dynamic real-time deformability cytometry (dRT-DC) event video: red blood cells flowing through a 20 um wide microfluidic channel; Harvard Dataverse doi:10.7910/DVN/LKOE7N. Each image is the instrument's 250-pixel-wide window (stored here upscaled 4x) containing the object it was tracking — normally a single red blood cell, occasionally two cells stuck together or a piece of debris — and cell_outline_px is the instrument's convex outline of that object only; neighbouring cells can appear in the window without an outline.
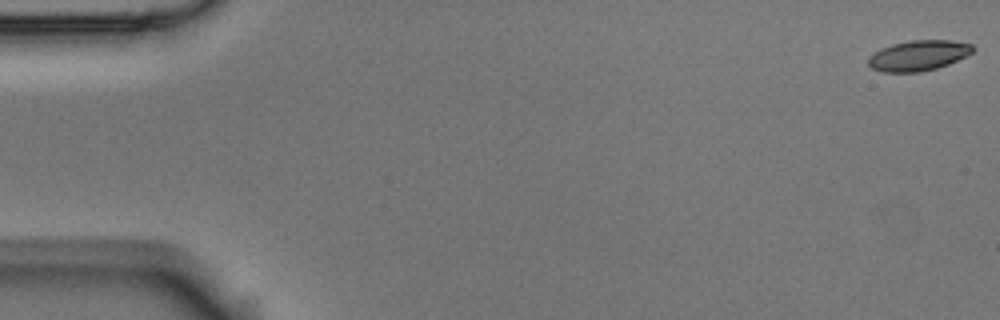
{"species": "Egyptian fruit bat (a non-hibernating species)", "species_latin": "Rousettus aegyptiacus", "temperature_condition": "room temperature", "stored_images_in_passage": 56, "camera_frame_rate_fps": 3000, "um_per_image_px": 0.085, "animal": {"sex": "male"}, "frame": {"image": 1, "passage_image": 1, "time_ms": 0.0, "image_size_px": [1000, 320], "cell_outline_px": [[976, 48], [972, 52], [948, 64], [936, 68], [920, 72], [884, 72], [872, 68], [868, 64], [868, 56], [880, 48], [892, 44], [908, 40], [952, 40], [972, 44]], "centroid_in_image_um": [78.04, 4.7], "position_along_channel_um": 7.0, "area_um2": 18.55}}
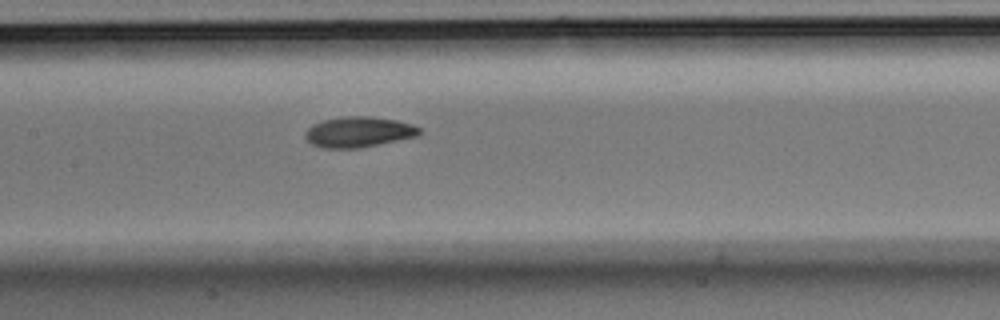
{"frame": {"image": 2, "passage_image": 27, "time_ms": 8.667, "image_size_px": [1000, 320], "cell_outline_px": [[420, 132], [416, 136], [360, 148], [324, 148], [312, 144], [304, 136], [304, 132], [312, 124], [324, 120], [344, 116], [372, 116], [396, 120], [412, 124], [420, 128]], "centroid_in_image_um": [30.45, 11.21], "position_along_channel_um": 176.9, "area_um2": 20.23}}
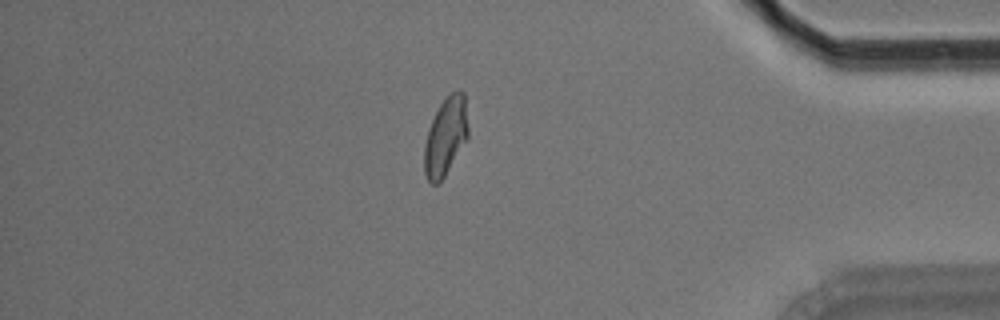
{"frame": {"image": 3, "passage_image": 48, "time_ms": 15.667, "image_size_px": [1000, 320], "cell_outline_px": [[468, 136], [444, 176], [436, 184], [432, 184], [428, 180], [424, 172], [424, 144], [428, 128], [444, 96], [452, 92], [464, 92], [468, 128]], "centroid_in_image_um": [37.85, 11.58], "position_along_channel_um": 397.3, "area_um2": 19.65}, "authors_computed_cell_mechanics": {"area_um2": 19.7098, "velocity_mm_per_s": 3.6184, "shape_relaxation_time_tau1_ms": 7.3193, "shape_relaxation_time_tau2_ms": 3.1196, "deformation_change_tau1": 0.1675, "deformation_change_tau2": 0.0866}}